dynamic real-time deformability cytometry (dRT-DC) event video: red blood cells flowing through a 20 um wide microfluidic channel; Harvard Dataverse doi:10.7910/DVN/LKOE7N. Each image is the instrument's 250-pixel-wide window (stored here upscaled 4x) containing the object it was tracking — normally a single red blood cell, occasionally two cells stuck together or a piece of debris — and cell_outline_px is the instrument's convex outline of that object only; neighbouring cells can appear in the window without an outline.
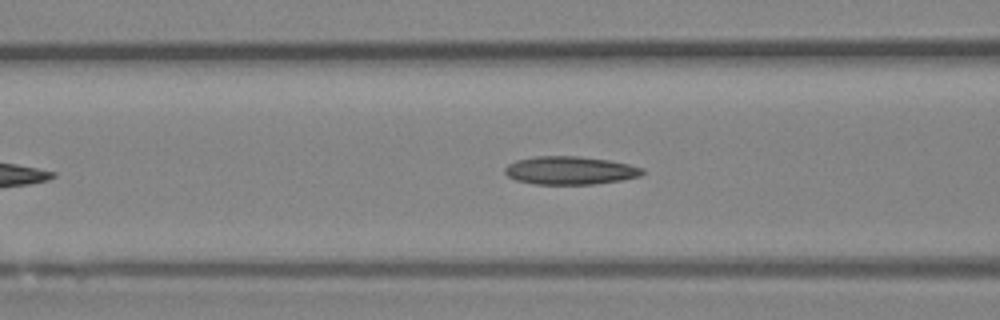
{"species": "Egyptian fruit bat (a non-hibernating species)", "species_latin": "Rousettus aegyptiacus", "temperature_condition": "room temperature", "stored_images_in_passage": 33, "camera_frame_rate_fps": 3000, "um_per_image_px": 0.085, "animal": {"sex": "female"}, "frame": {"image": 1, "passage_image": 10, "time_ms": 3.0, "image_size_px": [1000, 320], "cell_outline_px": [[644, 172], [640, 176], [620, 180], [592, 184], [536, 184], [516, 180], [508, 176], [504, 172], [504, 168], [508, 164], [516, 160], [536, 156], [580, 156], [608, 160], [628, 164], [644, 168]], "centroid_in_image_um": [48.44, 14.48], "position_along_channel_um": 118.2, "area_um2": 22.48}}
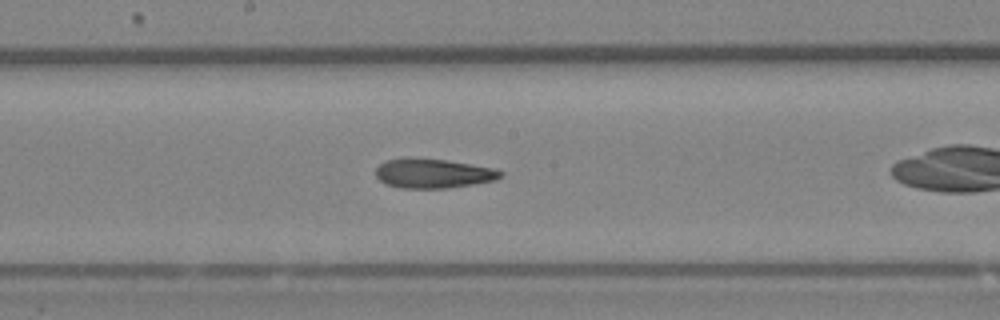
{"frame": {"image": 2, "passage_image": 17, "time_ms": 5.333, "image_size_px": [1000, 320], "cell_outline_px": [[504, 176], [496, 180], [448, 188], [400, 188], [384, 184], [376, 176], [376, 168], [384, 160], [404, 156], [444, 160], [496, 168], [504, 172]], "centroid_in_image_um": [36.8, 14.72], "position_along_channel_um": 211.4, "area_um2": 21.79}}
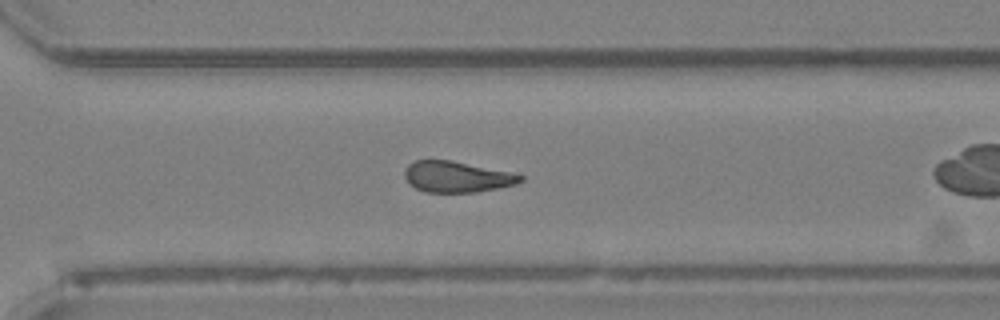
{"frame": {"image": 3, "passage_image": 26, "time_ms": 8.333, "image_size_px": [1000, 320], "cell_outline_px": [[524, 180], [516, 184], [476, 192], [424, 192], [416, 188], [404, 176], [404, 168], [408, 164], [416, 160], [452, 160], [508, 172], [524, 176]], "centroid_in_image_um": [38.81, 15.02], "position_along_channel_um": 331.8, "area_um2": 20.69}, "authors_computed_cell_mechanics": {"area_um2": 22.0796, "velocity_mm_per_s": 4.0216, "shape_relaxation_time_tau1_ms": null, "shape_relaxation_time_tau2_ms": 5.4303, "deformation_change_tau1": null, "deformation_change_tau2": 0.1453}}